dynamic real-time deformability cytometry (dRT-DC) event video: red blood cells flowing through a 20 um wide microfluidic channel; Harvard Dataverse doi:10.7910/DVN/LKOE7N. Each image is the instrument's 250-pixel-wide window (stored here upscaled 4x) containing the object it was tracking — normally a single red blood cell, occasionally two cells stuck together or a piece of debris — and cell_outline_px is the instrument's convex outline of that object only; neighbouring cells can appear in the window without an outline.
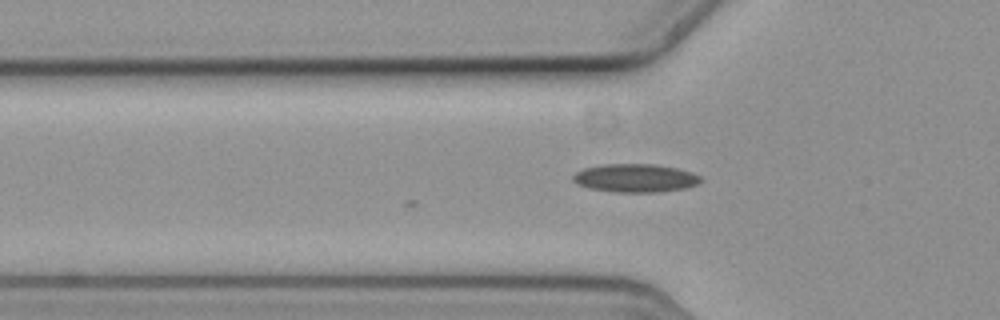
{"species": "common noctule bat (a hibernating species)", "species_latin": "Nyctalus noctula", "temperature_condition": "cold", "stored_images_in_passage": 4, "camera_frame_rate_fps": 3000, "um_per_image_px": 0.085, "animal": {"sex": "female", "body_mass_g": 19.3, "forearm_length_mm": 54.1}, "frame": {"image": 1, "passage_image": 4, "time_ms": 1.0, "image_size_px": [1000, 320], "cell_outline_px": [[704, 180], [688, 188], [660, 192], [616, 192], [588, 188], [576, 184], [572, 180], [572, 176], [576, 172], [584, 168], [604, 164], [656, 164], [676, 168], [692, 172], [700, 176]], "centroid_in_image_um": [54.01, 15.14], "position_along_channel_um": 71.8, "area_um2": 21.27}}